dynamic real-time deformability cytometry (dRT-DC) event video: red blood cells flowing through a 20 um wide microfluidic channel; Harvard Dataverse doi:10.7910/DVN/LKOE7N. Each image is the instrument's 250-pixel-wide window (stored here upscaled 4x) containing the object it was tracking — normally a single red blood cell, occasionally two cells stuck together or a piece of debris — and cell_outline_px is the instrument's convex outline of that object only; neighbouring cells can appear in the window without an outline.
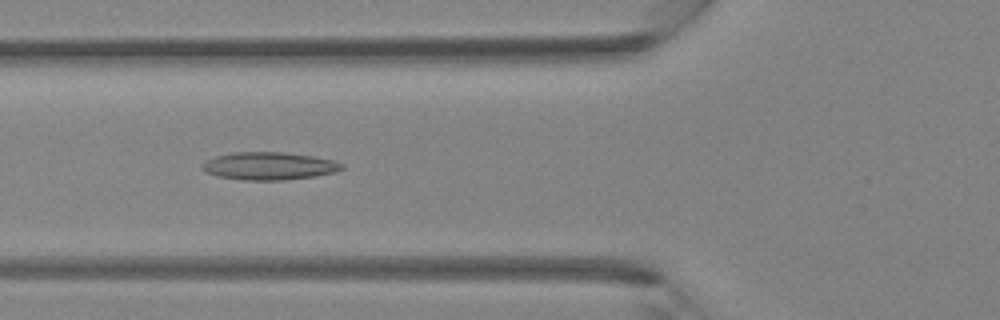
{"species": "Egyptian fruit bat (a non-hibernating species)", "species_latin": "Rousettus aegyptiacus", "temperature_condition": "room temperature", "stored_images_in_passage": 40, "camera_frame_rate_fps": 3000, "um_per_image_px": 0.085, "animal": {"sex": "female"}, "frame": {"image": 1, "passage_image": 15, "time_ms": 4.667, "image_size_px": [1000, 320], "cell_outline_px": [[344, 168], [336, 172], [316, 176], [284, 180], [244, 180], [216, 176], [204, 172], [200, 168], [200, 164], [216, 156], [232, 152], [284, 152], [312, 156], [332, 160], [344, 164]], "centroid_in_image_um": [22.85, 14.11], "position_along_channel_um": 103.0, "area_um2": 22.72}}
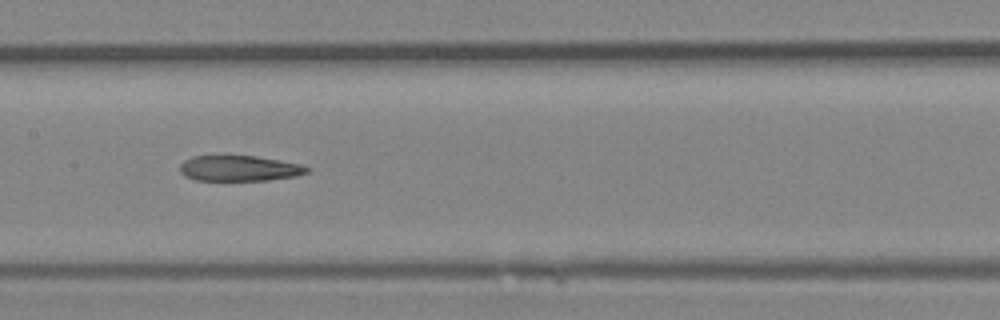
{"frame": {"image": 2, "passage_image": 20, "time_ms": 6.333, "image_size_px": [1000, 320], "cell_outline_px": [[312, 168], [308, 172], [296, 176], [268, 180], [196, 180], [184, 176], [180, 172], [180, 164], [184, 160], [192, 156], [256, 156], [304, 164]], "centroid_in_image_um": [20.38, 14.3], "position_along_channel_um": 187.0, "area_um2": 19.07}}
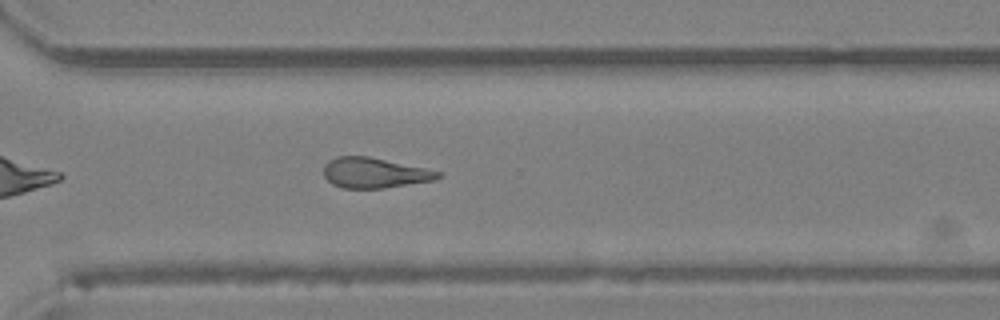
{"frame": {"image": 3, "passage_image": 29, "time_ms": 9.333, "image_size_px": [1000, 320], "cell_outline_px": [[440, 176], [432, 180], [384, 188], [344, 188], [332, 184], [324, 176], [324, 164], [328, 160], [336, 156], [368, 156], [424, 168], [440, 172]], "centroid_in_image_um": [31.75, 14.68], "position_along_channel_um": 338.8, "area_um2": 19.88}}